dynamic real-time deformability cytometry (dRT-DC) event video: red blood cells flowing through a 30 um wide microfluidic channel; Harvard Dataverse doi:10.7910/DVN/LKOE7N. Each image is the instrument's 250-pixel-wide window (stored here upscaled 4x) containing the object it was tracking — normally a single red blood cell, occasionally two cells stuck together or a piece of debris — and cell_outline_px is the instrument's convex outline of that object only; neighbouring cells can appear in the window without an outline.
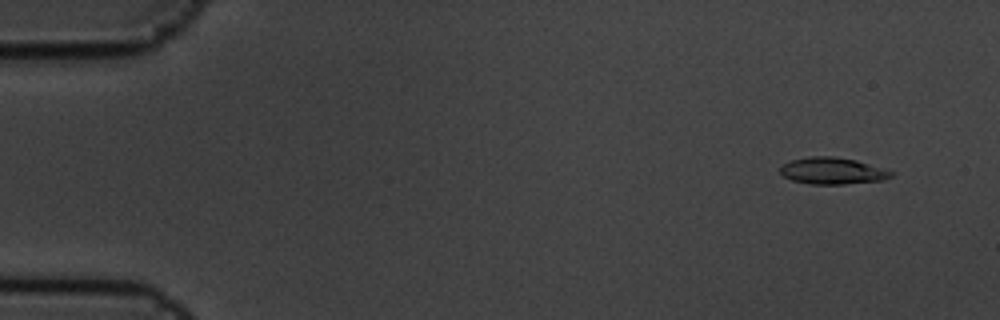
{"species": "common noctule bat (a hibernating species)", "species_latin": "Nyctalus noctula", "temperature_condition": "cold", "stored_images_in_passage": 6, "camera_frame_rate_fps": 3000, "um_per_image_px": 0.085, "animal": {"sex": "male", "body_mass_g": 19.5, "forearm_length_mm": 54.6}, "frame": {"image": 1, "passage_image": 1, "time_ms": 0.0, "image_size_px": [1000, 320], "cell_outline_px": [[896, 172], [892, 176], [884, 180], [844, 184], [812, 184], [792, 180], [784, 176], [780, 172], [780, 168], [784, 164], [792, 160], [808, 156], [836, 156], [856, 160]], "centroid_in_image_um": [70.79, 14.52], "position_along_channel_um": 14.2, "area_um2": 17.28}}
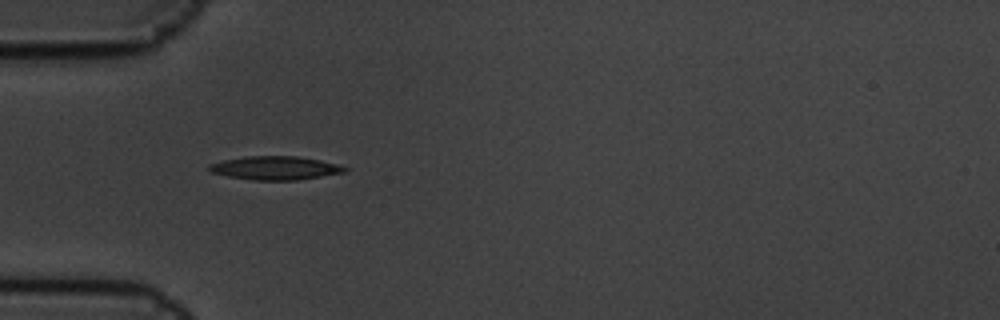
{"frame": {"image": 2, "passage_image": 5, "time_ms": 1.333, "image_size_px": [1000, 320], "cell_outline_px": [[348, 172], [296, 180], [252, 180], [228, 176], [212, 172], [208, 168], [208, 164], [224, 160], [248, 156], [296, 156], [320, 160], [340, 164], [348, 168]], "centroid_in_image_um": [23.44, 14.28], "position_along_channel_um": 61.6, "area_um2": 18.61}}
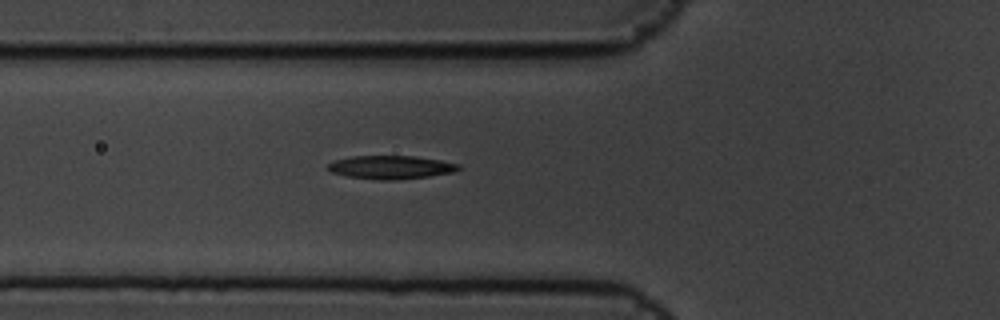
{"frame": {"image": 3, "passage_image": 6, "time_ms": 1.667, "image_size_px": [1000, 320], "cell_outline_px": [[460, 168], [452, 172], [428, 176], [396, 180], [380, 180], [348, 176], [332, 172], [324, 168], [328, 164], [336, 160], [352, 156], [416, 156], [440, 160], [460, 164]], "centroid_in_image_um": [33.2, 14.21], "position_along_channel_um": 92.6, "area_um2": 17.69}}